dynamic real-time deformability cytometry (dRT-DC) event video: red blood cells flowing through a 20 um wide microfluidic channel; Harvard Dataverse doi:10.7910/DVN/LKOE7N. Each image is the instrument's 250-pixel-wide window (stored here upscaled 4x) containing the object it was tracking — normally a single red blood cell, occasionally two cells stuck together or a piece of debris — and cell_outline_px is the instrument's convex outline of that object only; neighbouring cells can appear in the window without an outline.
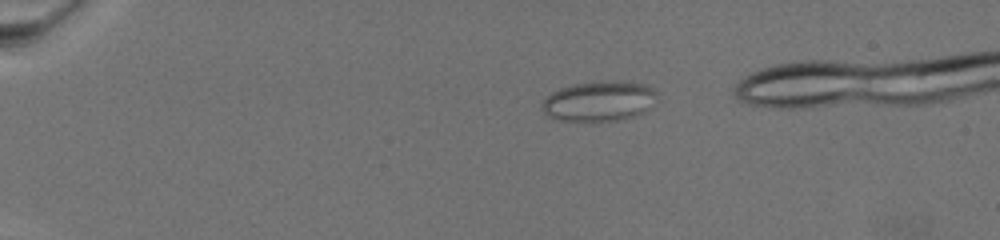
{"species": "common noctule bat (a hibernating species)", "species_latin": "Nyctalus noctula", "temperature_condition": "warm", "stored_images_in_passage": 11, "camera_frame_rate_fps": 3000, "um_per_image_px": 0.085, "animal": {"sex": "female", "body_mass_g": 19.5, "forearm_length_mm": 54.1}, "frame": {"image": 1, "passage_image": 5, "time_ms": 4.0, "image_size_px": [1000, 240], "cell_outline_px": [[652, 92], [644, 108], [640, 112], [632, 116], [616, 120], [560, 120], [544, 112], [540, 108], [544, 100], [552, 92], [572, 84], [644, 84]], "centroid_in_image_um": [50.72, 8.65], "position_along_channel_um": 34.3, "area_um2": 24.28}}
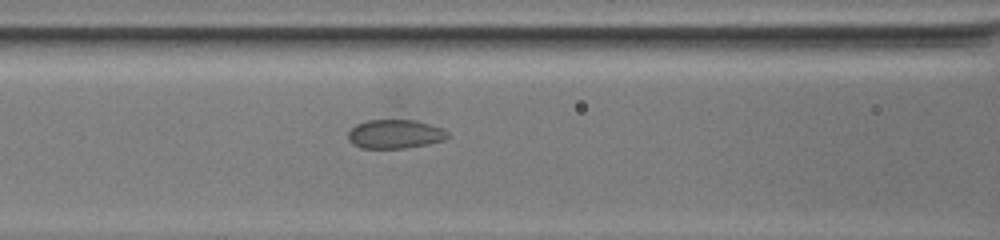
{"frame": {"image": 2, "passage_image": 11, "time_ms": 10.0, "image_size_px": [1000, 240], "cell_outline_px": [[448, 136], [444, 140], [428, 144], [404, 148], [360, 148], [352, 144], [348, 140], [348, 132], [356, 124], [368, 120], [416, 120], [440, 128], [448, 132]], "centroid_in_image_um": [33.54, 11.4], "position_along_channel_um": 133.1, "area_um2": 16.7}}